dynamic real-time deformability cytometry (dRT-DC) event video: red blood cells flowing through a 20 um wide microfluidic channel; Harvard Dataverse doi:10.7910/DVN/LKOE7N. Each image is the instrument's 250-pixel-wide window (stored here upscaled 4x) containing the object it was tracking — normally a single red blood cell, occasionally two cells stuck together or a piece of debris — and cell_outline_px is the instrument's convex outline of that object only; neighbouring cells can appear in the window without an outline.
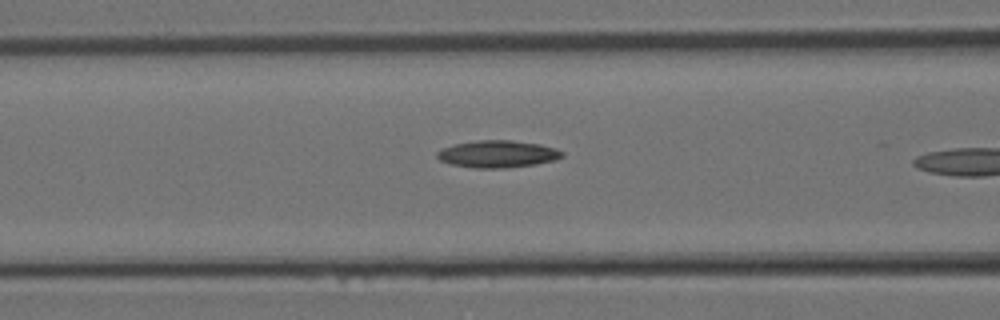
{"species": "Egyptian fruit bat (a non-hibernating species)", "species_latin": "Rousettus aegyptiacus", "temperature_condition": "room temperature", "stored_images_in_passage": 11, "camera_frame_rate_fps": 3000, "um_per_image_px": 0.085, "animal": {"sex": "female"}, "frame": {"image": 1, "passage_image": 10, "time_ms": 3.0, "image_size_px": [1000, 320], "cell_outline_px": [[564, 156], [556, 160], [536, 164], [504, 168], [472, 168], [448, 164], [440, 160], [436, 156], [436, 152], [444, 148], [456, 144], [480, 140], [512, 140], [540, 144], [556, 148], [564, 152]], "centroid_in_image_um": [42.32, 13.1], "position_along_channel_um": 124.3, "area_um2": 19.88}}